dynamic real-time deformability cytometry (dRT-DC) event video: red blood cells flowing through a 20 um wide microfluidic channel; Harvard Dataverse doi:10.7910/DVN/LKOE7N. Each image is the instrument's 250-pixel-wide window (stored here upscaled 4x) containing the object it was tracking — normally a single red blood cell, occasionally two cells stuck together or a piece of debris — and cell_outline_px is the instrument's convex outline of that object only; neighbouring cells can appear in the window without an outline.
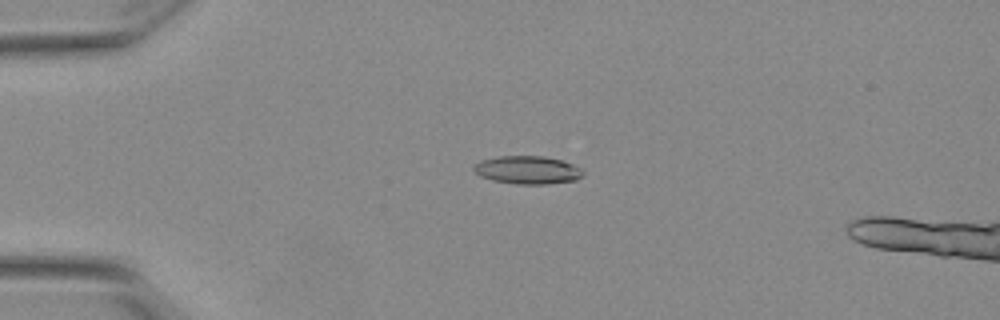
{"species": "Egyptian fruit bat (a non-hibernating species)", "species_latin": "Rousettus aegyptiacus", "temperature_condition": "warm", "stored_images_in_passage": 55, "camera_frame_rate_fps": 3000, "um_per_image_px": 0.085, "animal": {"sex": "female"}, "frame": {"image": 1, "passage_image": 14, "time_ms": 4.333, "image_size_px": [1000, 320], "cell_outline_px": [[584, 176], [576, 180], [544, 184], [516, 184], [492, 180], [480, 176], [472, 168], [480, 160], [496, 156], [544, 156], [560, 160], [572, 164], [580, 168], [584, 172]], "centroid_in_image_um": [44.84, 14.44], "position_along_channel_um": 40.2, "area_um2": 17.86}}
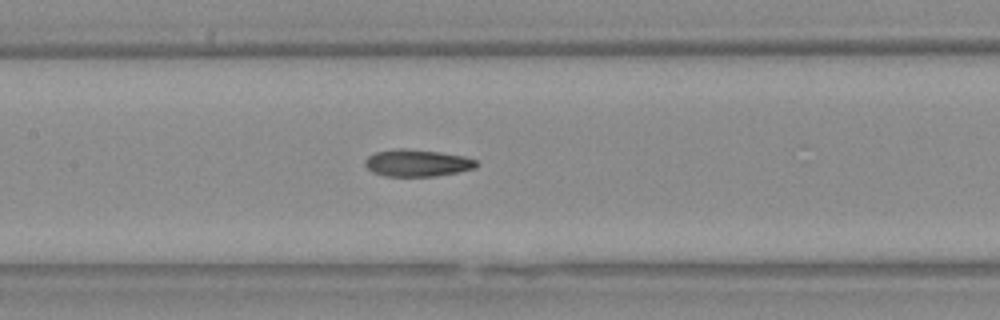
{"frame": {"image": 2, "passage_image": 27, "time_ms": 8.667, "image_size_px": [1000, 320], "cell_outline_px": [[476, 168], [436, 176], [384, 176], [372, 172], [364, 164], [364, 160], [368, 156], [376, 152], [396, 148], [404, 148], [440, 152], [464, 156], [476, 160]], "centroid_in_image_um": [35.43, 13.85], "position_along_channel_um": 172.0, "area_um2": 17.51}}
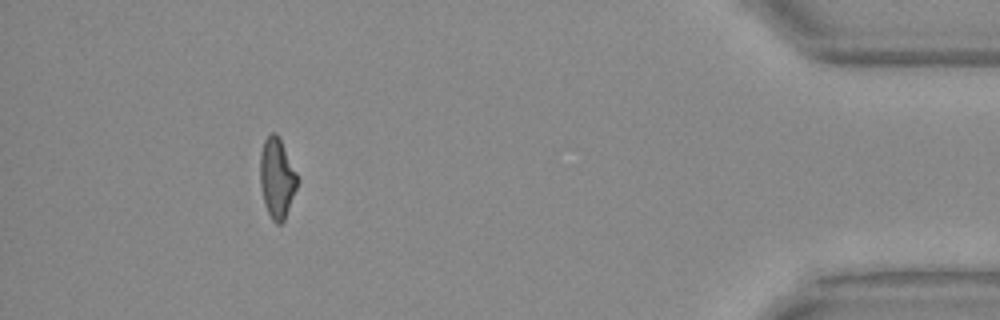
{"frame": {"image": 3, "passage_image": 50, "time_ms": 16.333, "image_size_px": [1000, 320], "cell_outline_px": [[300, 180], [284, 220], [280, 224], [276, 224], [272, 220], [264, 204], [260, 184], [260, 152], [264, 140], [272, 132], [276, 132]], "centroid_in_image_um": [23.54, 15.16], "position_along_channel_um": 411.7, "area_um2": 17.34}, "authors_computed_cell_mechanics": {"area_um2": 17.5712, "velocity_mm_per_s": 3.8544, "shape_relaxation_time_tau1_ms": null, "shape_relaxation_time_tau2_ms": 2.1128, "deformation_change_tau1": null, "deformation_change_tau2": 0.0949}}